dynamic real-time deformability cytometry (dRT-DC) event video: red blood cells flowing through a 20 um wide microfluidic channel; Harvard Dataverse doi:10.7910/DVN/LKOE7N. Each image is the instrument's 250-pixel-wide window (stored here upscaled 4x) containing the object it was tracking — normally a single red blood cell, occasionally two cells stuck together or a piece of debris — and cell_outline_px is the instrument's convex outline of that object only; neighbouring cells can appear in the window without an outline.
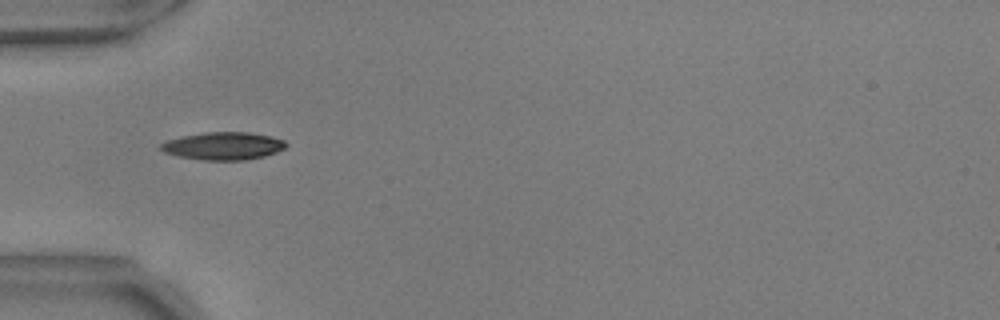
{"species": "common noctule bat (a hibernating species)", "species_latin": "Nyctalus noctula", "temperature_condition": "warm", "stored_images_in_passage": 38, "camera_frame_rate_fps": 3000, "um_per_image_px": 0.085, "animal": {"sex": "male", "body_mass_g": 17.9, "forearm_length_mm": 54.2}, "frame": {"image": 1, "passage_image": 1, "time_ms": 0.0, "image_size_px": [1000, 320], "cell_outline_px": [[288, 144], [284, 148], [276, 152], [264, 156], [244, 160], [204, 160], [180, 156], [164, 152], [160, 148], [160, 144], [168, 140], [180, 136], [204, 132], [248, 132], [268, 136], [284, 140]], "centroid_in_image_um": [18.97, 12.4], "position_along_channel_um": 66.0, "area_um2": 20.06}}
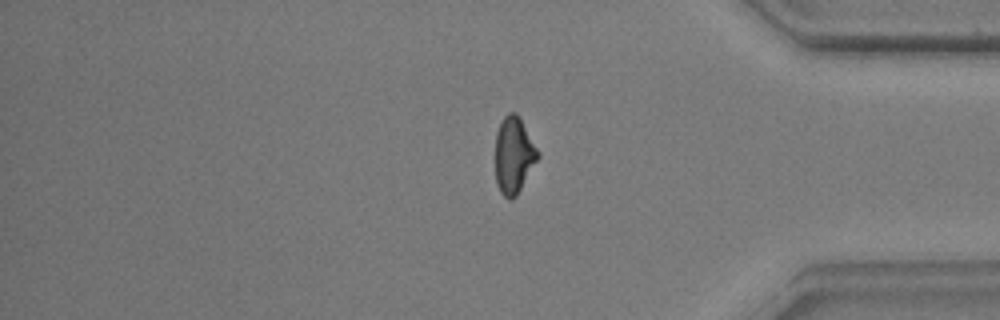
{"frame": {"image": 2, "passage_image": 29, "time_ms": 9.333, "image_size_px": [1000, 320], "cell_outline_px": [[540, 156], [516, 196], [512, 200], [508, 200], [500, 192], [496, 184], [496, 132], [504, 116], [508, 112], [516, 112], [540, 152]], "centroid_in_image_um": [43.67, 13.21], "position_along_channel_um": 391.5, "area_um2": 18.96}}
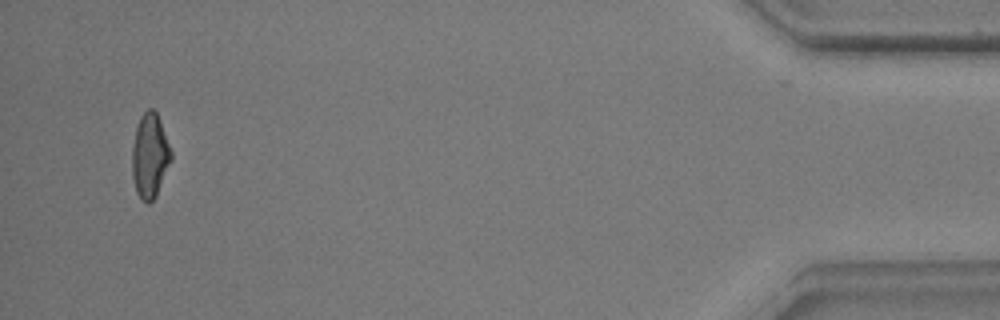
{"frame": {"image": 3, "passage_image": 36, "time_ms": 11.667, "image_size_px": [1000, 320], "cell_outline_px": [[172, 160], [156, 196], [148, 204], [140, 200], [136, 192], [132, 176], [132, 144], [136, 128], [140, 116], [148, 108], [152, 108], [156, 112], [160, 120], [172, 152]], "centroid_in_image_um": [12.73, 13.26], "position_along_channel_um": 422.5, "area_um2": 19.42}, "authors_computed_cell_mechanics": {"area_um2": 19.2185, "velocity_mm_per_s": 3.6883, "shape_relaxation_time_tau1_ms": 4.7098, "shape_relaxation_time_tau2_ms": 3.0602, "deformation_change_tau1": 0.1734, "deformation_change_tau2": 0.0771}}